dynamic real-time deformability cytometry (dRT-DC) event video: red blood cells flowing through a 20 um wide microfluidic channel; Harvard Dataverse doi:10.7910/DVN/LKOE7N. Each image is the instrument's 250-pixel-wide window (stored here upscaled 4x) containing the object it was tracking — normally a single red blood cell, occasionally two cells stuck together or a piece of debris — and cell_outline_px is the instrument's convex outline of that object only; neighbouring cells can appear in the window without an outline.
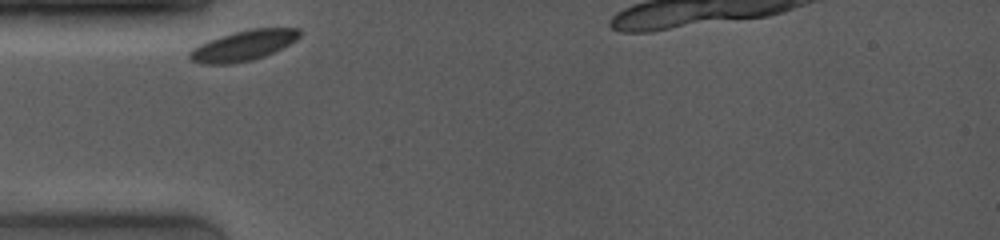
{"species": "common noctule bat (a hibernating species)", "species_latin": "Nyctalus noctula", "temperature_condition": "room temperature", "stored_images_in_passage": 10, "camera_frame_rate_fps": 4000, "um_per_image_px": 0.085, "animal": {"sex": "female", "body_mass_g": 19.0, "forearm_length_mm": 53.3}, "frame": {"image": 1, "passage_image": 1, "time_ms": 0.0, "image_size_px": [1000, 240], "cell_outline_px": [[300, 36], [296, 40], [264, 56], [252, 60], [232, 64], [204, 64], [192, 60], [188, 56], [188, 52], [192, 48], [208, 40], [220, 36], [252, 28], [300, 28]], "centroid_in_image_um": [20.66, 3.87], "position_along_channel_um": 64.3, "area_um2": 19.25}}
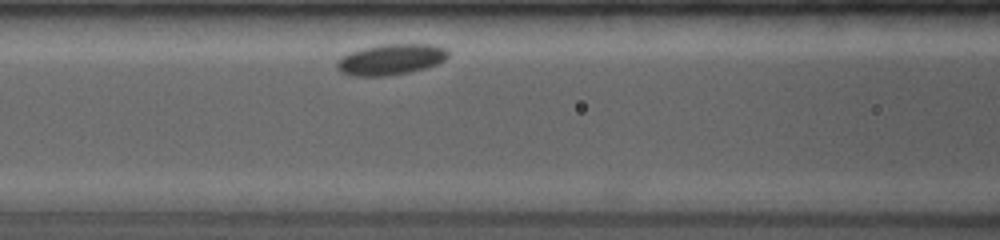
{"frame": {"image": 2, "passage_image": 9, "time_ms": 2.0, "image_size_px": [1000, 240], "cell_outline_px": [[448, 56], [444, 60], [436, 64], [424, 68], [408, 72], [388, 76], [352, 76], [340, 72], [336, 68], [336, 60], [348, 52], [360, 48], [380, 44], [432, 44], [444, 48], [448, 52]], "centroid_in_image_um": [33.15, 5.05], "position_along_channel_um": 133.4, "area_um2": 20.17}}